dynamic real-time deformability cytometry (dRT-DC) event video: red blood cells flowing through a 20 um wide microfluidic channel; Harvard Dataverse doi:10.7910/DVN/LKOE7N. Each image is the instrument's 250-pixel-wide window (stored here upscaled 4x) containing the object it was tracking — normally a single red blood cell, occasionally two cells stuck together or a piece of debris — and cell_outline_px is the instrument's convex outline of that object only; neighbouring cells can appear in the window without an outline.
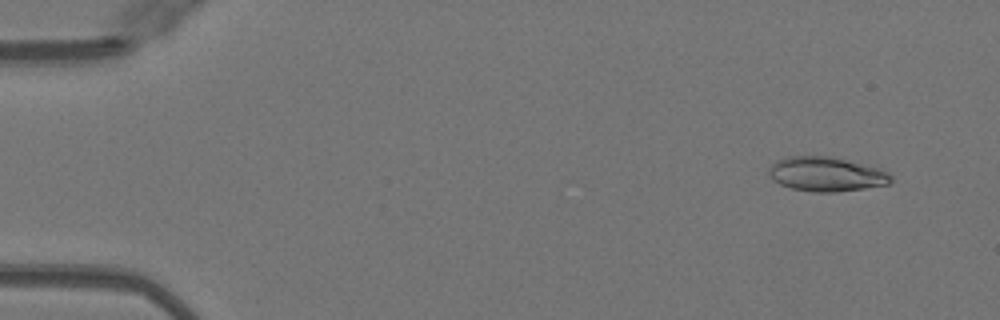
{"species": "Egyptian fruit bat (a non-hibernating species)", "species_latin": "Rousettus aegyptiacus", "temperature_condition": "warm", "stored_images_in_passage": 10, "camera_frame_rate_fps": 3000, "um_per_image_px": 0.085, "animal": {"sex": "female"}, "frame": {"image": 1, "passage_image": 4, "time_ms": 1.0, "image_size_px": [1000, 320], "cell_outline_px": [[892, 180], [888, 184], [864, 188], [836, 192], [812, 192], [792, 188], [780, 184], [772, 180], [768, 172], [768, 168], [776, 160], [788, 156], [828, 156], [880, 168], [888, 172], [892, 176]], "centroid_in_image_um": [70.21, 14.8], "position_along_channel_um": 14.8, "area_um2": 24.45}}